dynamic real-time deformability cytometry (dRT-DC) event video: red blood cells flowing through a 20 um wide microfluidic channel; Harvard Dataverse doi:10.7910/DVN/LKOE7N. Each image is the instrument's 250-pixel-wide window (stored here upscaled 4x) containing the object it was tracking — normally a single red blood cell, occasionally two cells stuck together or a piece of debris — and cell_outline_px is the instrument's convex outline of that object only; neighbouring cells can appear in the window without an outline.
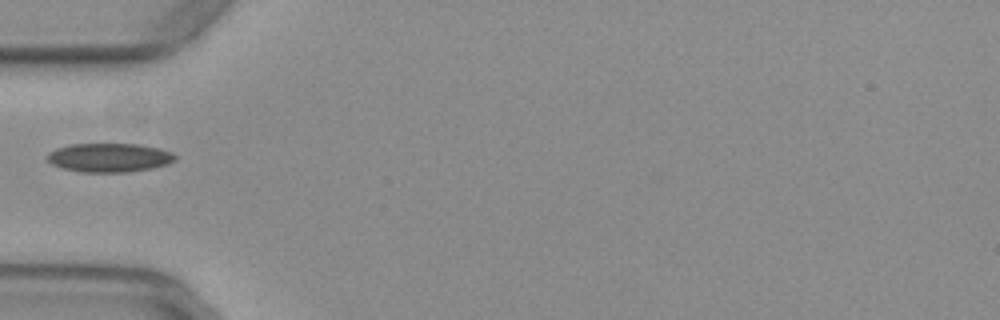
{"species": "common noctule bat (a hibernating species)", "species_latin": "Nyctalus noctula", "temperature_condition": "warm", "stored_images_in_passage": 28, "camera_frame_rate_fps": 3000, "um_per_image_px": 0.085, "animal": {"sex": "female", "body_mass_g": 29.2, "forearm_length_mm": 56.3}, "frame": {"image": 1, "passage_image": 1, "time_ms": 0.0, "image_size_px": [1000, 320], "cell_outline_px": [[176, 160], [168, 164], [152, 168], [128, 172], [84, 172], [64, 168], [52, 164], [48, 160], [48, 152], [56, 148], [72, 144], [140, 144], [160, 148], [172, 152], [176, 156]], "centroid_in_image_um": [9.33, 13.39], "position_along_channel_um": 75.7, "area_um2": 21.5}}